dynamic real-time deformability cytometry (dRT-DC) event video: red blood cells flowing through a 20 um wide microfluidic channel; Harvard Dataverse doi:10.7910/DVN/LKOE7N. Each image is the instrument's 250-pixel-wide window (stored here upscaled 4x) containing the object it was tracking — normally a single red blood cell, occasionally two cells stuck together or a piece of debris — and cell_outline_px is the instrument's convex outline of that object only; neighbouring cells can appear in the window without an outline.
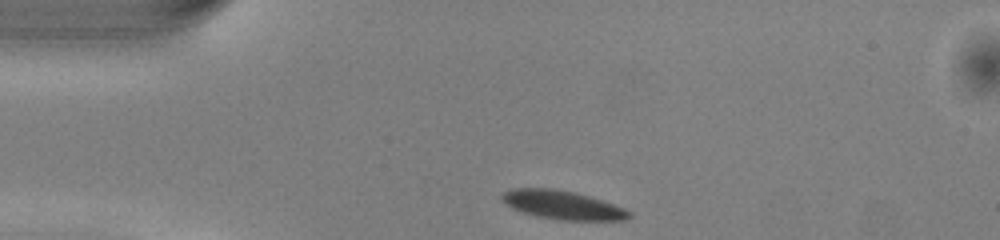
{"species": "common noctule bat (a hibernating species)", "species_latin": "Nyctalus noctula", "temperature_condition": "warm", "stored_images_in_passage": 40, "camera_frame_rate_fps": 3000, "um_per_image_px": 0.085, "animal": {"sex": "male", "body_mass_g": 13.0, "forearm_length_mm": 53.1}, "frame": {"image": 1, "passage_image": 1, "time_ms": 0.0, "image_size_px": [1000, 240], "cell_outline_px": [[632, 216], [624, 220], [560, 220], [536, 216], [512, 208], [504, 204], [500, 200], [500, 196], [504, 192], [512, 188], [552, 188], [572, 192], [588, 196], [624, 208], [632, 212]], "centroid_in_image_um": [47.77, 17.42], "position_along_channel_um": 37.2, "area_um2": 21.15}}
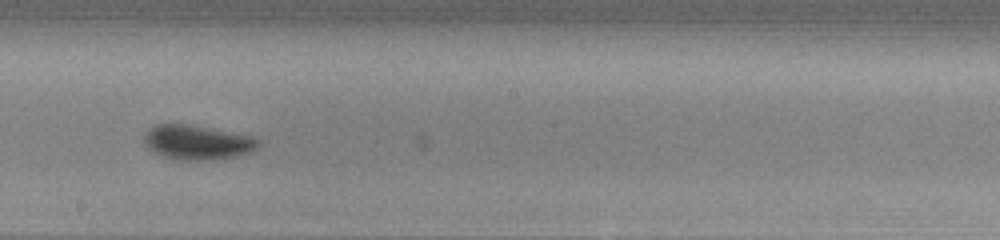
{"frame": {"image": 2, "passage_image": 18, "time_ms": 5.667, "image_size_px": [1000, 240], "cell_outline_px": [[260, 144], [252, 152], [236, 156], [216, 160], [176, 160], [152, 152], [148, 148], [144, 140], [144, 136], [156, 124], [192, 124], [252, 136], [260, 140]], "centroid_in_image_um": [16.81, 12.11], "position_along_channel_um": 231.4, "area_um2": 23.12}}
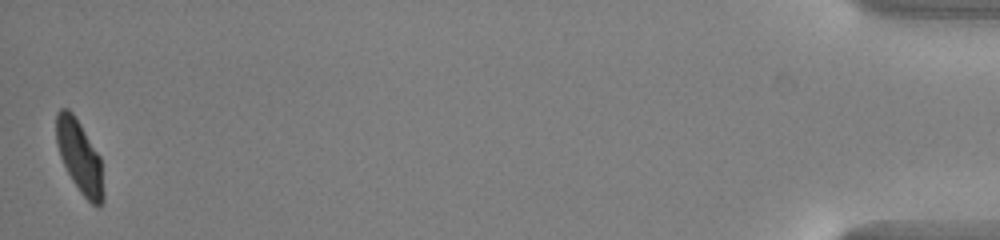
{"frame": {"image": 3, "passage_image": 40, "time_ms": 13.0, "image_size_px": [1000, 240], "cell_outline_px": [[104, 200], [100, 208], [96, 208], [80, 192], [72, 180], [60, 156], [56, 144], [56, 112], [60, 108], [68, 108], [72, 112], [80, 124], [100, 156], [104, 192]], "centroid_in_image_um": [6.77, 13.35], "position_along_channel_um": 428.4, "area_um2": 20.0}, "authors_computed_cell_mechanics": {"area_um2": 21.7617, "velocity_mm_per_s": 4.0344, "shape_relaxation_time_tau1_ms": 1.8167, "shape_relaxation_time_tau2_ms": null, "deformation_change_tau1": 0.1058, "deformation_change_tau2": null}}